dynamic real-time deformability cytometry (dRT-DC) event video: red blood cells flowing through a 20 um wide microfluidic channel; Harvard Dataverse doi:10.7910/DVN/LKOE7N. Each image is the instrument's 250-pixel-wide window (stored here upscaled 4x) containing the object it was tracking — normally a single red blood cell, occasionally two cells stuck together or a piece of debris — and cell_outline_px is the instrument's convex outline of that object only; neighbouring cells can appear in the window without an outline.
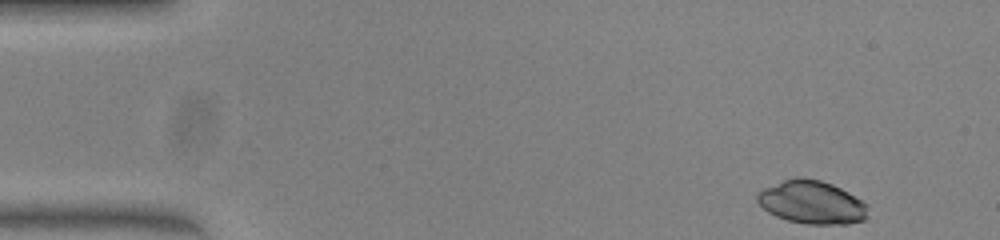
{"species": "common noctule bat (a hibernating species)", "species_latin": "Nyctalus noctula", "temperature_condition": "warm", "stored_images_in_passage": 47, "camera_frame_rate_fps": 3000, "um_per_image_px": 0.085, "animal": {"sex": "female", "body_mass_g": 23.0, "forearm_length_mm": 53.4}, "frame": {"image": 1, "passage_image": 1, "time_ms": 0.0, "image_size_px": [1000, 240], "cell_outline_px": [[868, 216], [864, 220], [848, 224], [804, 224], [788, 220], [776, 216], [768, 212], [756, 200], [756, 192], [764, 188], [784, 180], [796, 176], [820, 180], [832, 184], [848, 192], [868, 204]], "centroid_in_image_um": [69.01, 17.2], "position_along_channel_um": 16.0, "area_um2": 27.98}}
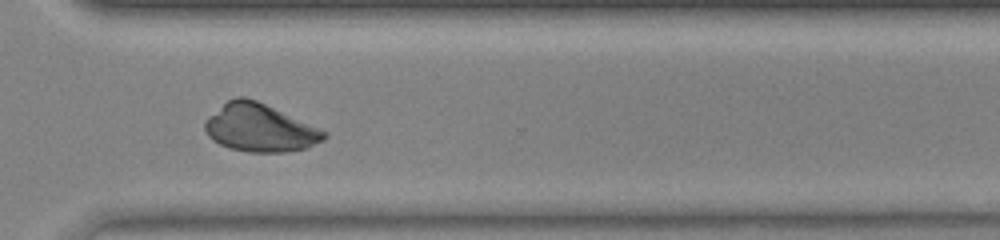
{"frame": {"image": 2, "passage_image": 34, "time_ms": 11.0, "image_size_px": [1000, 240], "cell_outline_px": [[328, 136], [324, 140], [308, 148], [284, 152], [248, 152], [228, 148], [212, 140], [208, 136], [204, 128], [204, 120], [208, 116], [228, 100], [236, 96], [244, 96], [256, 100], [328, 132]], "centroid_in_image_um": [22.07, 10.88], "position_along_channel_um": 348.5, "area_um2": 33.23}}
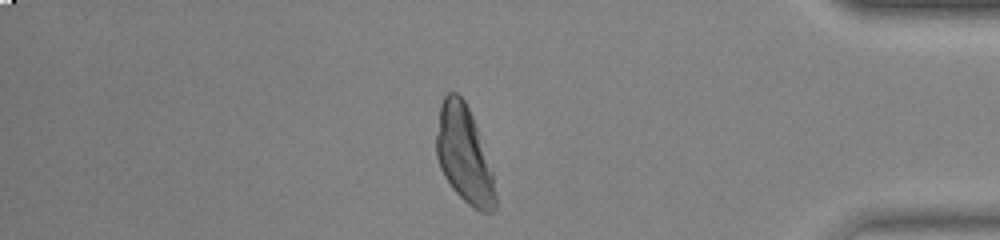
{"frame": {"image": 3, "passage_image": 40, "time_ms": 13.0, "image_size_px": [1000, 240], "cell_outline_px": [[496, 208], [492, 212], [480, 212], [468, 204], [452, 188], [444, 176], [440, 168], [436, 156], [436, 136], [440, 104], [444, 96], [448, 92], [456, 92], [464, 100], [472, 116], [492, 172], [496, 192]], "centroid_in_image_um": [39.43, 13.17], "position_along_channel_um": 395.8, "area_um2": 33.06}}